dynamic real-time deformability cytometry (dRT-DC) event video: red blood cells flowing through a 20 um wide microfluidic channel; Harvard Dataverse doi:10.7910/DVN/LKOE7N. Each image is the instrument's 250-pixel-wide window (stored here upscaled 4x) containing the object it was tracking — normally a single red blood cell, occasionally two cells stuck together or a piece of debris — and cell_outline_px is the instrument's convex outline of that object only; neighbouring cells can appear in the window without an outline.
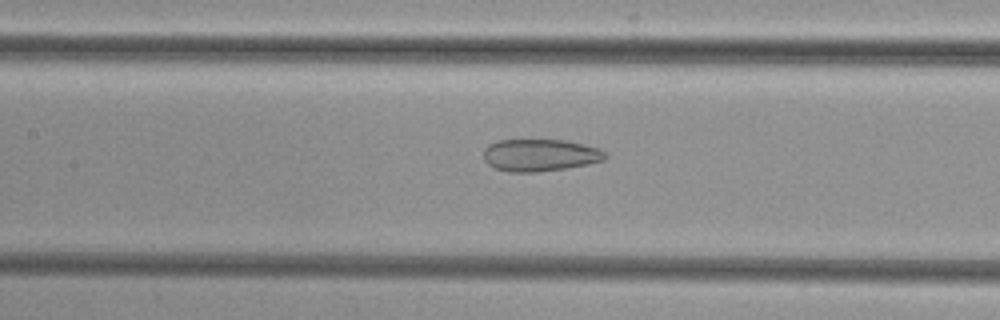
{"species": "common noctule bat (a hibernating species)", "species_latin": "Nyctalus noctula", "temperature_condition": "cold", "stored_images_in_passage": 52, "camera_frame_rate_fps": 3000, "um_per_image_px": 0.085, "animal": {"sex": "female", "body_mass_g": 29.2, "forearm_length_mm": 56.3}, "frame": {"image": 1, "passage_image": 24, "time_ms": 7.667, "image_size_px": [1000, 320], "cell_outline_px": [[608, 156], [604, 160], [588, 164], [564, 168], [536, 172], [508, 172], [496, 168], [488, 164], [484, 160], [484, 148], [488, 144], [496, 140], [568, 140], [600, 148]], "centroid_in_image_um": [45.9, 13.18], "position_along_channel_um": 161.5, "area_um2": 22.95}}
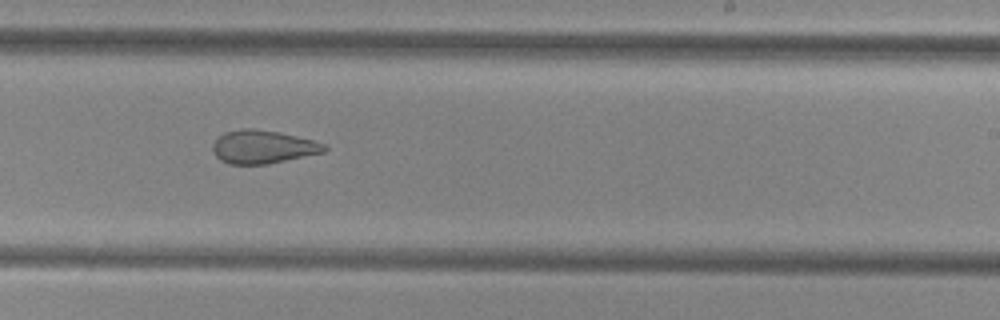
{"frame": {"image": 2, "passage_image": 32, "time_ms": 10.333, "image_size_px": [1000, 320], "cell_outline_px": [[328, 148], [324, 152], [268, 164], [228, 164], [220, 160], [216, 156], [212, 148], [212, 144], [224, 132], [240, 128], [252, 128], [280, 132], [312, 140], [324, 144]], "centroid_in_image_um": [22.32, 12.48], "position_along_channel_um": 266.7, "area_um2": 21.62}}
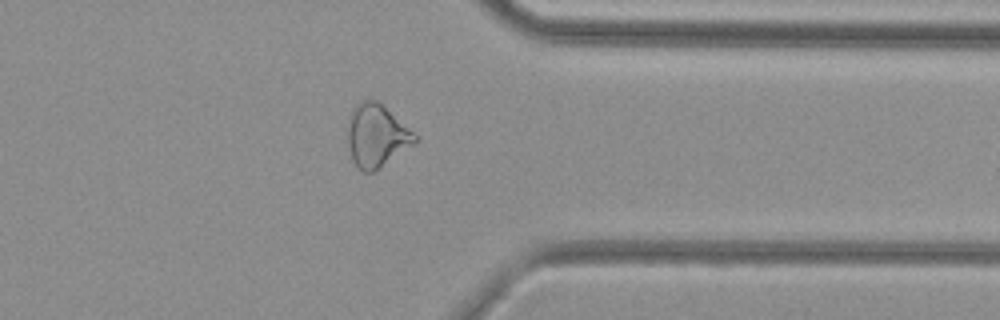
{"frame": {"image": 3, "passage_image": 41, "time_ms": 13.333, "image_size_px": [1000, 320], "cell_outline_px": [[420, 140], [416, 144], [372, 172], [364, 172], [352, 160], [348, 144], [348, 120], [352, 108], [360, 100], [376, 100], [412, 132]], "centroid_in_image_um": [31.99, 11.54], "position_along_channel_um": 379.4, "area_um2": 24.16}}